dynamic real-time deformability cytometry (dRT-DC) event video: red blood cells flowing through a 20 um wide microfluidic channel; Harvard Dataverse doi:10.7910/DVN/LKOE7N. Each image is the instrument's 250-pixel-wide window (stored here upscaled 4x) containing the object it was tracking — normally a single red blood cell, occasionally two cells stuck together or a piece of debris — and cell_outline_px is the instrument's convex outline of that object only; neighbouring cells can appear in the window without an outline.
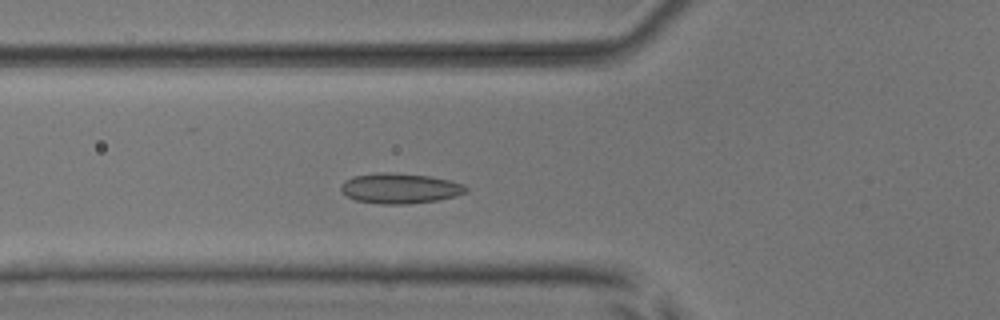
{"species": "common noctule bat (a hibernating species)", "species_latin": "Nyctalus noctula", "temperature_condition": "room temperature", "stored_images_in_passage": 36, "segment_of_instrument_passage": [1, 2], "camera_frame_rate_fps": 3000, "um_per_image_px": 0.085, "animal": {"sex": "male", "body_mass_g": 17.9, "forearm_length_mm": 54.2}, "frame": {"image": 1, "passage_image": 2, "time_ms": 0.333, "image_size_px": [1000, 320], "cell_outline_px": [[468, 192], [456, 196], [436, 200], [408, 204], [380, 204], [356, 200], [348, 196], [340, 188], [340, 184], [344, 180], [352, 176], [380, 172], [392, 172], [428, 176], [448, 180], [464, 184], [468, 188]], "centroid_in_image_um": [33.99, 16.0], "position_along_channel_um": 91.8, "area_um2": 22.08}}
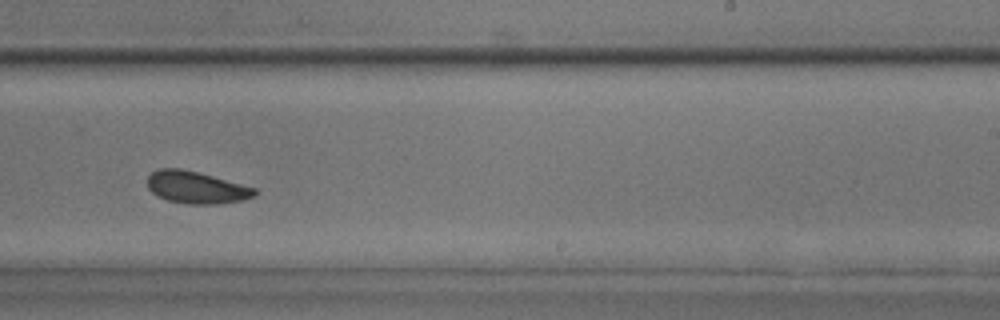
{"frame": {"image": 2, "passage_image": 16, "time_ms": 5.0, "image_size_px": [1000, 320], "cell_outline_px": [[256, 196], [244, 200], [220, 204], [188, 204], [168, 200], [152, 192], [148, 188], [148, 176], [152, 172], [160, 168], [180, 168], [212, 176], [256, 188]], "centroid_in_image_um": [16.7, 15.94], "position_along_channel_um": 272.3, "area_um2": 19.94}}
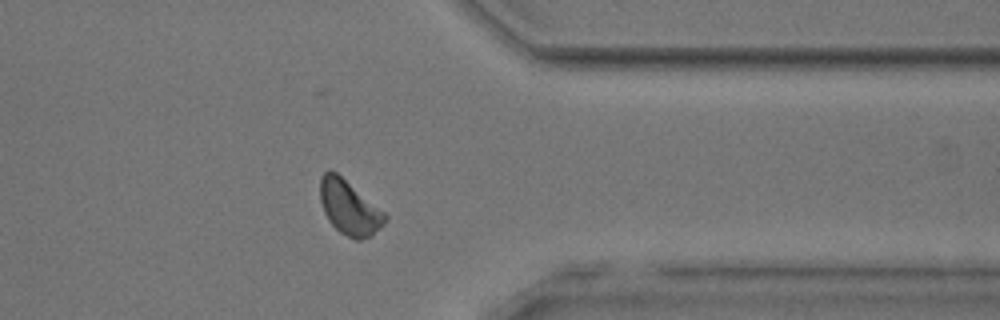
{"frame": {"image": 3, "passage_image": 25, "time_ms": 8.0, "image_size_px": [1000, 320], "cell_outline_px": [[388, 216], [384, 224], [372, 236], [360, 240], [356, 240], [340, 232], [328, 220], [324, 212], [320, 200], [320, 176], [328, 168], [336, 172], [384, 212]], "centroid_in_image_um": [29.67, 17.64], "position_along_channel_um": 381.7, "area_um2": 20.4}}